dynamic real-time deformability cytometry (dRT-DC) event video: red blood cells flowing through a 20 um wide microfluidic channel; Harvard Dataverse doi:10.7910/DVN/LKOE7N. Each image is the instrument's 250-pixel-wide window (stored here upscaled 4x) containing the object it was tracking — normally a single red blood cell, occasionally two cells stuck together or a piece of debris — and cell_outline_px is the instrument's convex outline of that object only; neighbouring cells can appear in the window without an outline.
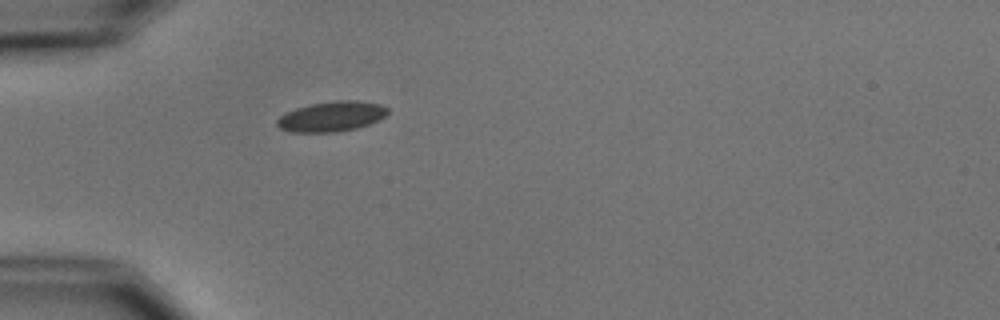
{"species": "common noctule bat (a hibernating species)", "species_latin": "Nyctalus noctula", "temperature_condition": "cold", "stored_images_in_passage": 1, "camera_frame_rate_fps": 3000, "um_per_image_px": 0.085, "animal": {"sex": "male", "body_mass_g": 15.6}, "frame": {"image": 1, "passage_image": 1, "time_ms": 0.0, "image_size_px": [1000, 320], "cell_outline_px": [[388, 112], [384, 116], [368, 124], [356, 128], [336, 132], [292, 132], [280, 128], [276, 124], [276, 120], [284, 112], [296, 108], [312, 104], [336, 100], [356, 100], [380, 104], [388, 108]], "centroid_in_image_um": [28.15, 9.89], "position_along_channel_um": 56.9, "area_um2": 19.31}}